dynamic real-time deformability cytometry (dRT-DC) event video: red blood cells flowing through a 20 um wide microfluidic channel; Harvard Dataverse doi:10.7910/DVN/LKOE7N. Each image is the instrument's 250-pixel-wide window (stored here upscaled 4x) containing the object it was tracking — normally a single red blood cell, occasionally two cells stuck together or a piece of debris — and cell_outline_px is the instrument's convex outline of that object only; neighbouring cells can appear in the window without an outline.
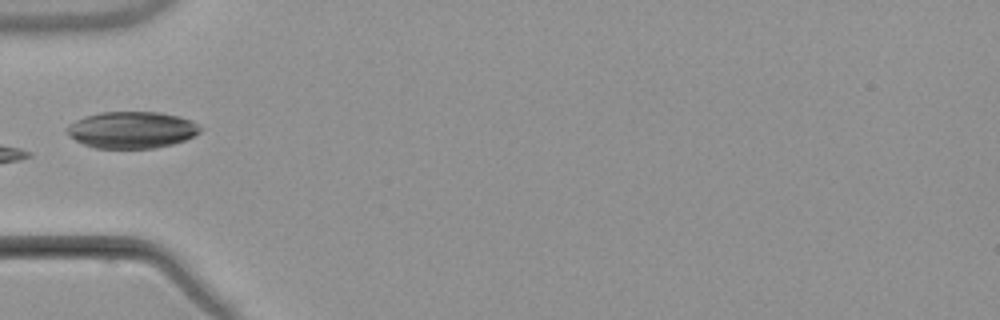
{"species": "common noctule bat (a hibernating species)", "species_latin": "Nyctalus noctula", "temperature_condition": "warm", "stored_images_in_passage": 4, "camera_frame_rate_fps": 3000, "um_per_image_px": 0.085, "animal": {"sex": "male", "body_mass_g": 21.5, "forearm_length_mm": 52.0}, "frame": {"image": 1, "passage_image": 4, "time_ms": 5.667, "image_size_px": [1000, 320], "cell_outline_px": [[204, 128], [200, 132], [184, 140], [172, 144], [156, 148], [96, 148], [84, 144], [76, 140], [64, 132], [64, 128], [68, 124], [84, 116], [100, 112], [160, 112], [180, 116], [192, 120]], "centroid_in_image_um": [11.19, 11.03], "position_along_channel_um": 73.8, "area_um2": 28.78}}